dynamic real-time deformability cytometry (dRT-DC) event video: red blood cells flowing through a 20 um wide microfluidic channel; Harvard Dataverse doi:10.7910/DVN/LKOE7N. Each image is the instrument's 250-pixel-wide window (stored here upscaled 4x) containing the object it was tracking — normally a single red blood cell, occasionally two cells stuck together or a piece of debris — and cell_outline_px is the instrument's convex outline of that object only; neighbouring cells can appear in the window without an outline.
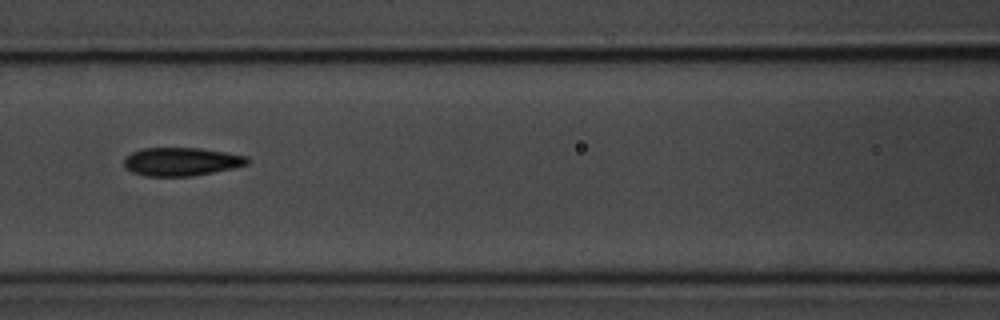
{"species": "common noctule bat (a hibernating species)", "species_latin": "Nyctalus noctula", "temperature_condition": "room temperature", "stored_images_in_passage": 5, "camera_frame_rate_fps": 3000, "um_per_image_px": 0.085, "animal": {"sex": "male", "body_mass_g": 20.1, "forearm_length_mm": 53.5}, "frame": {"image": 1, "passage_image": 4, "time_ms": 3.333, "image_size_px": [1000, 320], "cell_outline_px": [[248, 164], [232, 168], [192, 176], [148, 176], [132, 172], [124, 164], [124, 156], [140, 148], [200, 148], [248, 156]], "centroid_in_image_um": [15.39, 13.73], "position_along_channel_um": 151.2, "area_um2": 20.23}}
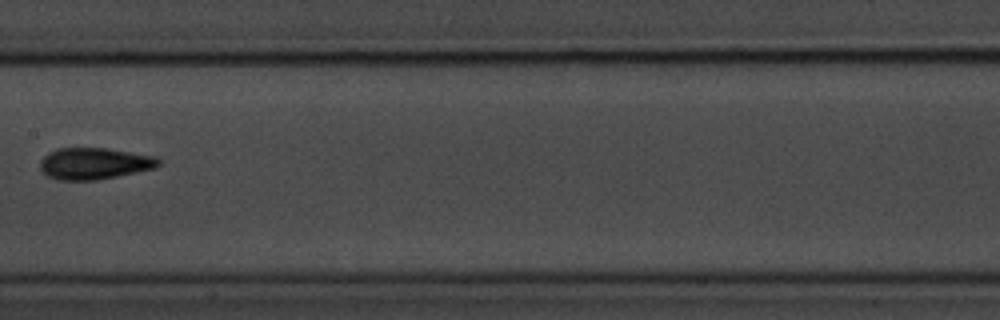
{"frame": {"image": 2, "passage_image": 5, "time_ms": 4.667, "image_size_px": [1000, 320], "cell_outline_px": [[160, 164], [156, 168], [96, 180], [56, 180], [48, 176], [40, 168], [40, 160], [48, 152], [56, 148], [108, 148], [156, 156], [160, 160]], "centroid_in_image_um": [8.01, 13.89], "position_along_channel_um": 199.4, "area_um2": 21.91}}